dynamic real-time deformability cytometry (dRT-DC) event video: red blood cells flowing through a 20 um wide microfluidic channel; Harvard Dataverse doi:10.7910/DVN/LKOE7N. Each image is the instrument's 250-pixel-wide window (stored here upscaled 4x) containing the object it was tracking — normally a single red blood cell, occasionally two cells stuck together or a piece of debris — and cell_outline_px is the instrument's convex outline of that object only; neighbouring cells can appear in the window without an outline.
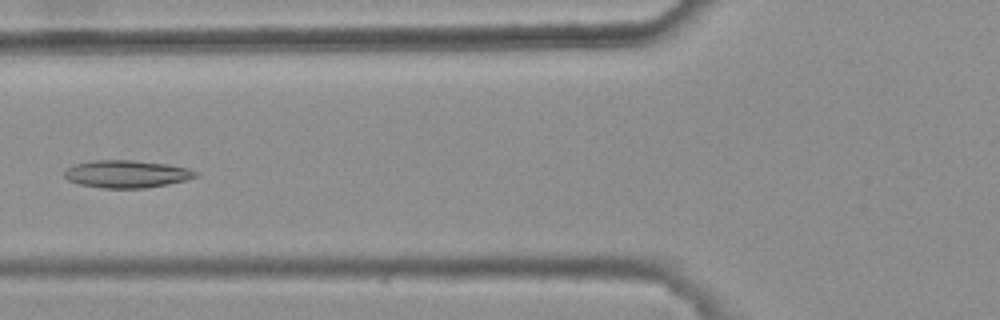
{"species": "common noctule bat (a hibernating species)", "species_latin": "Nyctalus noctula", "temperature_condition": "warm", "stored_images_in_passage": 5, "camera_frame_rate_fps": 3000, "um_per_image_px": 0.085, "animal": {"sex": "female", "body_mass_g": 25.1}, "frame": {"image": 1, "passage_image": 4, "time_ms": 1.0, "image_size_px": [1000, 320], "cell_outline_px": [[200, 176], [168, 184], [144, 188], [104, 188], [80, 184], [68, 180], [64, 176], [64, 168], [76, 164], [92, 160], [132, 160], [168, 164], [188, 168], [200, 172]], "centroid_in_image_um": [10.78, 14.78], "position_along_channel_um": 115.0, "area_um2": 21.15}}
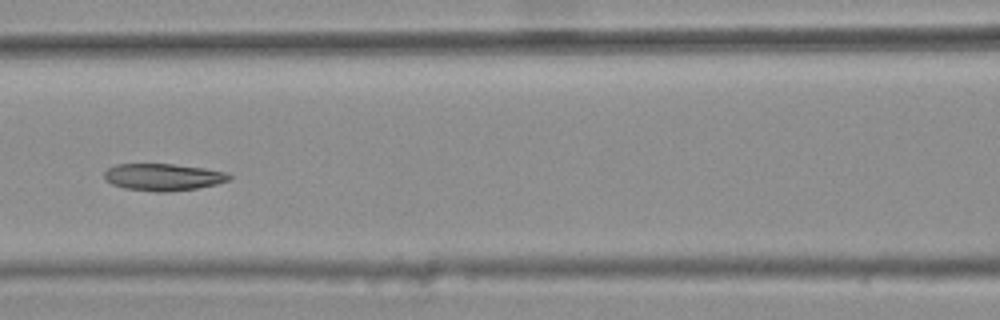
{"frame": {"image": 2, "passage_image": 5, "time_ms": 1.333, "image_size_px": [1000, 320], "cell_outline_px": [[232, 176], [228, 180], [216, 184], [196, 188], [168, 192], [156, 192], [124, 188], [112, 184], [104, 180], [104, 172], [108, 168], [116, 164], [172, 164], [204, 168], [224, 172]], "centroid_in_image_um": [13.82, 15.05], "position_along_channel_um": 152.8, "area_um2": 19.59}}